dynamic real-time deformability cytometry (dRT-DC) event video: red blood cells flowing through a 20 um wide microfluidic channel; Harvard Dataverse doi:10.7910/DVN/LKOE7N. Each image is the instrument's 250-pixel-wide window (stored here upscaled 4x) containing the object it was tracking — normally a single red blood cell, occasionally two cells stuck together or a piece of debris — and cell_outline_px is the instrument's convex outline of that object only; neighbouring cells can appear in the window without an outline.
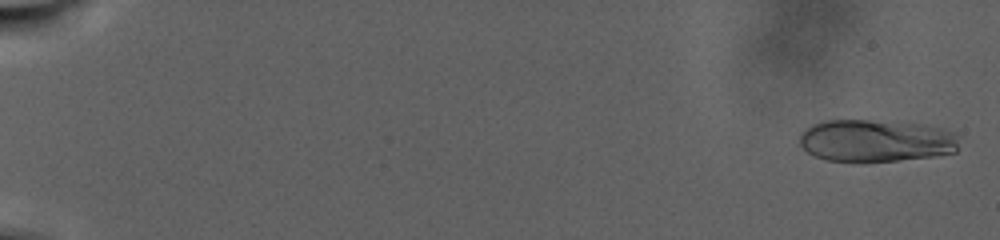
{"species": "human", "species_latin": "Homo sapiens", "temperature_condition": "warm", "stored_images_in_passage": 80, "camera_frame_rate_fps": 3000, "um_per_image_px": 0.085, "donor": {"sex": "male"}, "frame": {"image": 1, "passage_image": 4, "time_ms": 0.667, "image_size_px": [1000, 240], "cell_outline_px": [[960, 136], [956, 152], [932, 156], [896, 160], [828, 160], [816, 156], [808, 152], [800, 144], [800, 132], [812, 124], [828, 120], [868, 120], [924, 124], [944, 128]], "centroid_in_image_um": [74.49, 11.93], "position_along_channel_um": 10.5, "area_um2": 39.02}}
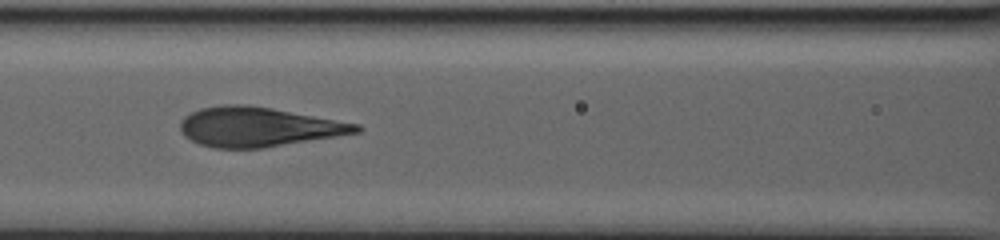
{"frame": {"image": 2, "passage_image": 52, "time_ms": 15.667, "image_size_px": [1000, 240], "cell_outline_px": [[364, 128], [360, 132], [264, 148], [216, 148], [200, 144], [184, 136], [180, 128], [180, 124], [184, 116], [200, 108], [220, 104], [248, 104], [272, 108], [360, 124]], "centroid_in_image_um": [21.96, 10.78], "position_along_channel_um": 144.6, "area_um2": 40.52}}
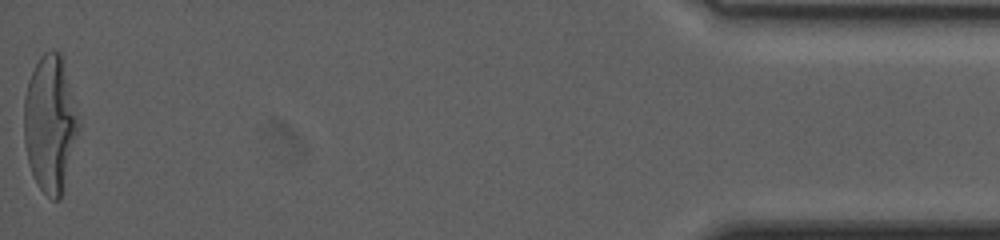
{"frame": {"image": 3, "passage_image": 80, "time_ms": 32.0, "image_size_px": [1000, 240], "cell_outline_px": [[80, 128], [60, 200], [52, 200], [40, 188], [32, 172], [28, 160], [24, 144], [24, 96], [28, 80], [40, 56], [44, 52], [60, 52], [80, 116]], "centroid_in_image_um": [4.28, 10.52], "position_along_channel_um": 430.9, "area_um2": 43.52}, "authors_computed_cell_mechanics": {"area_um2": 39.882, "velocity_mm_per_s": 2.2402, "shape_relaxation_time_tau1_ms": 9.0825, "shape_relaxation_time_tau2_ms": null, "deformation_change_tau1": 0.2867, "deformation_change_tau2": null}}